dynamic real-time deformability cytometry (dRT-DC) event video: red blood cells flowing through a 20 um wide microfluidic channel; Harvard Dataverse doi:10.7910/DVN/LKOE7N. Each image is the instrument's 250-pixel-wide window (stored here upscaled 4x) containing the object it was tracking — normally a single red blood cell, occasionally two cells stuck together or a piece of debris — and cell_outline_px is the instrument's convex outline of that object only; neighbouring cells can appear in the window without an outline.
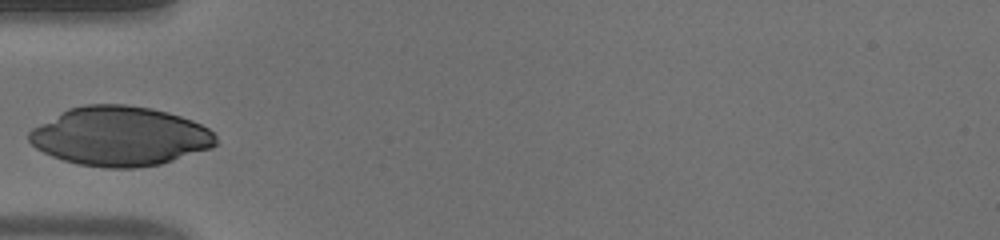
{"species": "human", "species_latin": "Homo sapiens", "temperature_condition": "warm", "stored_images_in_passage": 27, "camera_frame_rate_fps": 3000, "um_per_image_px": 0.085, "donor": {"sex": "male"}, "frame": {"image": 1, "passage_image": 1, "time_ms": 0.0, "image_size_px": [1000, 240], "cell_outline_px": [[216, 144], [212, 148], [160, 164], [136, 168], [104, 168], [80, 164], [64, 160], [52, 156], [36, 148], [28, 140], [28, 132], [32, 128], [68, 108], [84, 104], [124, 104], [152, 108], [168, 112], [192, 120], [208, 128], [216, 136]], "centroid_in_image_um": [10.19, 11.57], "position_along_channel_um": 74.8, "area_um2": 64.56}}
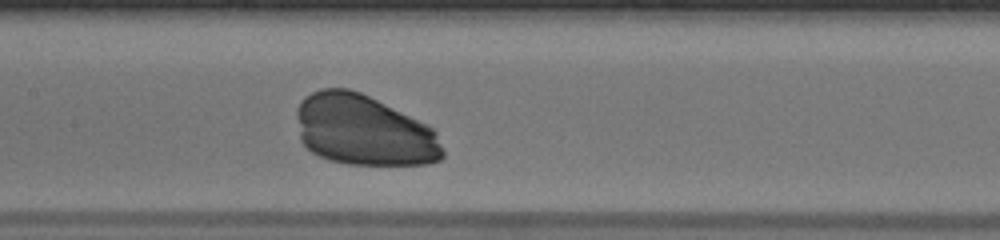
{"frame": {"image": 2, "passage_image": 9, "time_ms": 2.667, "image_size_px": [1000, 240], "cell_outline_px": [[444, 156], [440, 160], [428, 164], [348, 164], [328, 160], [312, 152], [300, 140], [296, 116], [296, 108], [300, 100], [304, 96], [320, 88], [348, 88], [360, 92], [432, 128], [436, 132], [444, 152]], "centroid_in_image_um": [30.86, 11.08], "position_along_channel_um": 176.5, "area_um2": 59.94}}
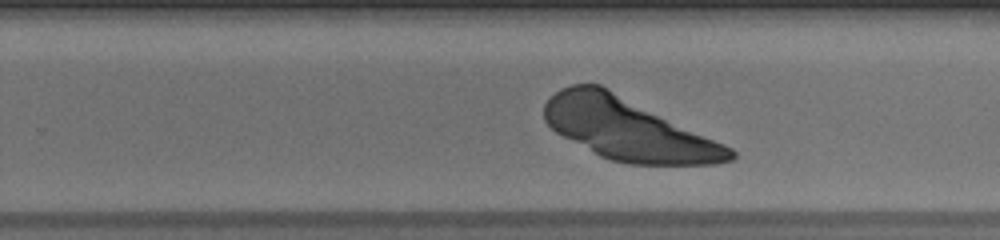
{"frame": {"image": 3, "passage_image": 17, "time_ms": 5.333, "image_size_px": [1000, 240], "cell_outline_px": [[736, 156], [732, 160], [716, 164], [628, 164], [612, 160], [600, 156], [556, 132], [544, 120], [544, 104], [560, 88], [572, 84], [600, 84], [724, 144], [732, 148], [736, 152]], "centroid_in_image_um": [53.38, 10.98], "position_along_channel_um": 276.4, "area_um2": 66.24}}